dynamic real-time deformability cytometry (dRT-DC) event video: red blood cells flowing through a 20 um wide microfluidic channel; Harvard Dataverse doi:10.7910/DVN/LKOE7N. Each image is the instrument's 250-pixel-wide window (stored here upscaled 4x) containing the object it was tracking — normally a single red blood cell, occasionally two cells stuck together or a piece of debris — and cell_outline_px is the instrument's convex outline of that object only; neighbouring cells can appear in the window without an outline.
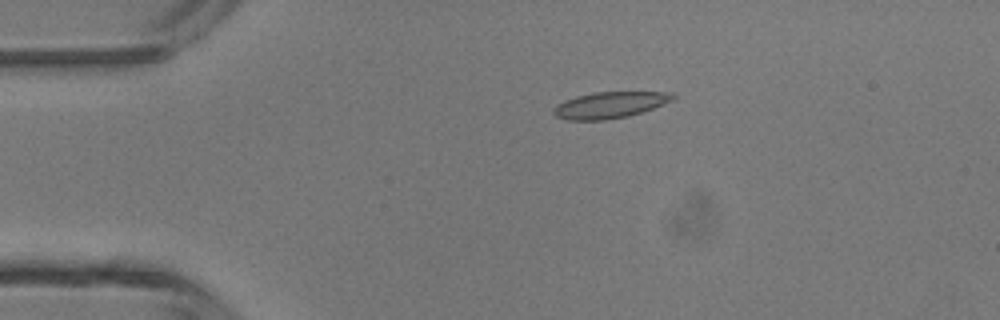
{"species": "common noctule bat (a hibernating species)", "species_latin": "Nyctalus noctula", "temperature_condition": "room temperature", "stored_images_in_passage": 4, "camera_frame_rate_fps": 3000, "um_per_image_px": 0.085, "animal": {"sex": "male", "body_mass_g": 13.3}, "frame": {"image": 1, "passage_image": 3, "time_ms": 2.333, "image_size_px": [1000, 320], "cell_outline_px": [[676, 96], [672, 100], [652, 108], [628, 116], [604, 120], [568, 120], [556, 116], [552, 112], [556, 104], [564, 100], [576, 96], [596, 92], [672, 92]], "centroid_in_image_um": [51.8, 8.92], "position_along_channel_um": 33.2, "area_um2": 18.15}}